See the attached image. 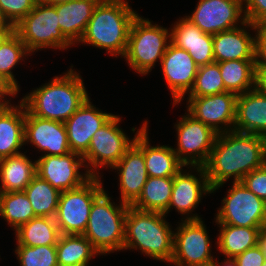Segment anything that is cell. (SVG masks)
Instances as JSON below:
<instances>
[{
	"instance_id": "6da1fadb",
	"label": "cell",
	"mask_w": 266,
	"mask_h": 266,
	"mask_svg": "<svg viewBox=\"0 0 266 266\" xmlns=\"http://www.w3.org/2000/svg\"><path fill=\"white\" fill-rule=\"evenodd\" d=\"M266 164V137L228 131L217 135L203 165L212 193L230 178L241 182L251 171Z\"/></svg>"
},
{
	"instance_id": "7a4b0ae2",
	"label": "cell",
	"mask_w": 266,
	"mask_h": 266,
	"mask_svg": "<svg viewBox=\"0 0 266 266\" xmlns=\"http://www.w3.org/2000/svg\"><path fill=\"white\" fill-rule=\"evenodd\" d=\"M72 68L25 95V109L40 118L67 121L89 97L81 75Z\"/></svg>"
},
{
	"instance_id": "3957f363",
	"label": "cell",
	"mask_w": 266,
	"mask_h": 266,
	"mask_svg": "<svg viewBox=\"0 0 266 266\" xmlns=\"http://www.w3.org/2000/svg\"><path fill=\"white\" fill-rule=\"evenodd\" d=\"M138 15L127 1L101 0L79 43L105 49L110 56H124L133 20Z\"/></svg>"
},
{
	"instance_id": "277c9868",
	"label": "cell",
	"mask_w": 266,
	"mask_h": 266,
	"mask_svg": "<svg viewBox=\"0 0 266 266\" xmlns=\"http://www.w3.org/2000/svg\"><path fill=\"white\" fill-rule=\"evenodd\" d=\"M165 217L162 212L143 211L129 206L123 249H140V252L154 260L170 263L173 257L174 231Z\"/></svg>"
},
{
	"instance_id": "5b68a950",
	"label": "cell",
	"mask_w": 266,
	"mask_h": 266,
	"mask_svg": "<svg viewBox=\"0 0 266 266\" xmlns=\"http://www.w3.org/2000/svg\"><path fill=\"white\" fill-rule=\"evenodd\" d=\"M115 205L104 190L93 202L84 236L99 254L123 250L125 219L129 205Z\"/></svg>"
},
{
	"instance_id": "8992f818",
	"label": "cell",
	"mask_w": 266,
	"mask_h": 266,
	"mask_svg": "<svg viewBox=\"0 0 266 266\" xmlns=\"http://www.w3.org/2000/svg\"><path fill=\"white\" fill-rule=\"evenodd\" d=\"M158 24L153 25L149 19L137 15L129 32L124 59L135 72L146 75L152 71L155 63H161L168 45L170 31Z\"/></svg>"
},
{
	"instance_id": "52a82bcc",
	"label": "cell",
	"mask_w": 266,
	"mask_h": 266,
	"mask_svg": "<svg viewBox=\"0 0 266 266\" xmlns=\"http://www.w3.org/2000/svg\"><path fill=\"white\" fill-rule=\"evenodd\" d=\"M58 22L55 5L36 3L13 31L30 53L45 48L64 50L73 44L64 36Z\"/></svg>"
},
{
	"instance_id": "ba28073f",
	"label": "cell",
	"mask_w": 266,
	"mask_h": 266,
	"mask_svg": "<svg viewBox=\"0 0 266 266\" xmlns=\"http://www.w3.org/2000/svg\"><path fill=\"white\" fill-rule=\"evenodd\" d=\"M120 120L119 115H114L98 129L92 136L88 150L82 155L87 168L85 170L92 176H99L100 173L97 170L101 167L113 168L134 144L136 135L148 125V121H145L130 140L120 128Z\"/></svg>"
},
{
	"instance_id": "9c48e42d",
	"label": "cell",
	"mask_w": 266,
	"mask_h": 266,
	"mask_svg": "<svg viewBox=\"0 0 266 266\" xmlns=\"http://www.w3.org/2000/svg\"><path fill=\"white\" fill-rule=\"evenodd\" d=\"M100 178L92 176L83 185L61 192L54 217L60 234H84L91 206L104 191Z\"/></svg>"
},
{
	"instance_id": "30bf717a",
	"label": "cell",
	"mask_w": 266,
	"mask_h": 266,
	"mask_svg": "<svg viewBox=\"0 0 266 266\" xmlns=\"http://www.w3.org/2000/svg\"><path fill=\"white\" fill-rule=\"evenodd\" d=\"M223 198L215 222L237 227H266V202L251 192L242 182H232Z\"/></svg>"
},
{
	"instance_id": "8fae6325",
	"label": "cell",
	"mask_w": 266,
	"mask_h": 266,
	"mask_svg": "<svg viewBox=\"0 0 266 266\" xmlns=\"http://www.w3.org/2000/svg\"><path fill=\"white\" fill-rule=\"evenodd\" d=\"M175 229L173 257L170 263L175 266H210L211 243L202 219L183 220Z\"/></svg>"
},
{
	"instance_id": "7c38bea8",
	"label": "cell",
	"mask_w": 266,
	"mask_h": 266,
	"mask_svg": "<svg viewBox=\"0 0 266 266\" xmlns=\"http://www.w3.org/2000/svg\"><path fill=\"white\" fill-rule=\"evenodd\" d=\"M178 121L174 125L178 137L177 147L173 150L185 166H203L209 158L218 133L189 113Z\"/></svg>"
},
{
	"instance_id": "4fadbf2b",
	"label": "cell",
	"mask_w": 266,
	"mask_h": 266,
	"mask_svg": "<svg viewBox=\"0 0 266 266\" xmlns=\"http://www.w3.org/2000/svg\"><path fill=\"white\" fill-rule=\"evenodd\" d=\"M185 18L211 35L246 22L243 0H199L193 13Z\"/></svg>"
},
{
	"instance_id": "5bb4252c",
	"label": "cell",
	"mask_w": 266,
	"mask_h": 266,
	"mask_svg": "<svg viewBox=\"0 0 266 266\" xmlns=\"http://www.w3.org/2000/svg\"><path fill=\"white\" fill-rule=\"evenodd\" d=\"M86 167L83 157L76 152L65 155L40 156L36 160V174L60 192L75 189L87 182L92 175L79 171Z\"/></svg>"
},
{
	"instance_id": "9a60e30c",
	"label": "cell",
	"mask_w": 266,
	"mask_h": 266,
	"mask_svg": "<svg viewBox=\"0 0 266 266\" xmlns=\"http://www.w3.org/2000/svg\"><path fill=\"white\" fill-rule=\"evenodd\" d=\"M237 95L224 92L204 97H187V112L216 133L234 130ZM224 125V127H223Z\"/></svg>"
},
{
	"instance_id": "2e32d148",
	"label": "cell",
	"mask_w": 266,
	"mask_h": 266,
	"mask_svg": "<svg viewBox=\"0 0 266 266\" xmlns=\"http://www.w3.org/2000/svg\"><path fill=\"white\" fill-rule=\"evenodd\" d=\"M189 167L190 170L191 168L195 169L199 178L191 174L189 170L188 172L183 171V168L173 177L172 195L168 209L164 214H168L173 207L178 213L188 215L185 220H198L201 219L198 214H192L191 216L190 213L197 208L204 194L212 193V188L203 166Z\"/></svg>"
},
{
	"instance_id": "e0dca14e",
	"label": "cell",
	"mask_w": 266,
	"mask_h": 266,
	"mask_svg": "<svg viewBox=\"0 0 266 266\" xmlns=\"http://www.w3.org/2000/svg\"><path fill=\"white\" fill-rule=\"evenodd\" d=\"M160 64L166 84L172 94L173 105L181 103L194 84L199 66L186 50L171 42Z\"/></svg>"
},
{
	"instance_id": "ac0fdd59",
	"label": "cell",
	"mask_w": 266,
	"mask_h": 266,
	"mask_svg": "<svg viewBox=\"0 0 266 266\" xmlns=\"http://www.w3.org/2000/svg\"><path fill=\"white\" fill-rule=\"evenodd\" d=\"M31 143L45 154L65 155L70 151L65 123L40 118L25 109L24 144Z\"/></svg>"
},
{
	"instance_id": "d6986e66",
	"label": "cell",
	"mask_w": 266,
	"mask_h": 266,
	"mask_svg": "<svg viewBox=\"0 0 266 266\" xmlns=\"http://www.w3.org/2000/svg\"><path fill=\"white\" fill-rule=\"evenodd\" d=\"M114 114L102 112L88 97L78 110L65 121V128L71 152L81 156L88 150L92 136L106 124Z\"/></svg>"
},
{
	"instance_id": "ffe728a7",
	"label": "cell",
	"mask_w": 266,
	"mask_h": 266,
	"mask_svg": "<svg viewBox=\"0 0 266 266\" xmlns=\"http://www.w3.org/2000/svg\"><path fill=\"white\" fill-rule=\"evenodd\" d=\"M113 169L119 171L120 202L131 206L140 196L149 177L143 151L134 143Z\"/></svg>"
},
{
	"instance_id": "44dd1931",
	"label": "cell",
	"mask_w": 266,
	"mask_h": 266,
	"mask_svg": "<svg viewBox=\"0 0 266 266\" xmlns=\"http://www.w3.org/2000/svg\"><path fill=\"white\" fill-rule=\"evenodd\" d=\"M170 42L186 50L200 67L215 62L213 35L204 33L185 17L172 26Z\"/></svg>"
},
{
	"instance_id": "7402d4cb",
	"label": "cell",
	"mask_w": 266,
	"mask_h": 266,
	"mask_svg": "<svg viewBox=\"0 0 266 266\" xmlns=\"http://www.w3.org/2000/svg\"><path fill=\"white\" fill-rule=\"evenodd\" d=\"M249 27L252 29L253 24L246 21L242 26L213 35L215 62L255 60V36L247 32Z\"/></svg>"
},
{
	"instance_id": "603a6c76",
	"label": "cell",
	"mask_w": 266,
	"mask_h": 266,
	"mask_svg": "<svg viewBox=\"0 0 266 266\" xmlns=\"http://www.w3.org/2000/svg\"><path fill=\"white\" fill-rule=\"evenodd\" d=\"M234 131L266 137V95L256 88L237 95Z\"/></svg>"
},
{
	"instance_id": "cb8c5ba5",
	"label": "cell",
	"mask_w": 266,
	"mask_h": 266,
	"mask_svg": "<svg viewBox=\"0 0 266 266\" xmlns=\"http://www.w3.org/2000/svg\"><path fill=\"white\" fill-rule=\"evenodd\" d=\"M25 106L0 102V159L21 154L24 144ZM20 150V151H19Z\"/></svg>"
},
{
	"instance_id": "d4e9b609",
	"label": "cell",
	"mask_w": 266,
	"mask_h": 266,
	"mask_svg": "<svg viewBox=\"0 0 266 266\" xmlns=\"http://www.w3.org/2000/svg\"><path fill=\"white\" fill-rule=\"evenodd\" d=\"M147 125L136 135L134 143L143 151L149 177H174L185 166L173 147L150 146Z\"/></svg>"
},
{
	"instance_id": "484cf974",
	"label": "cell",
	"mask_w": 266,
	"mask_h": 266,
	"mask_svg": "<svg viewBox=\"0 0 266 266\" xmlns=\"http://www.w3.org/2000/svg\"><path fill=\"white\" fill-rule=\"evenodd\" d=\"M100 1L72 0L55 4L60 29L73 45L81 40L94 9Z\"/></svg>"
},
{
	"instance_id": "4316f807",
	"label": "cell",
	"mask_w": 266,
	"mask_h": 266,
	"mask_svg": "<svg viewBox=\"0 0 266 266\" xmlns=\"http://www.w3.org/2000/svg\"><path fill=\"white\" fill-rule=\"evenodd\" d=\"M36 160L24 153L0 159V192L24 191L36 176Z\"/></svg>"
},
{
	"instance_id": "83f0119b",
	"label": "cell",
	"mask_w": 266,
	"mask_h": 266,
	"mask_svg": "<svg viewBox=\"0 0 266 266\" xmlns=\"http://www.w3.org/2000/svg\"><path fill=\"white\" fill-rule=\"evenodd\" d=\"M15 235L17 245L56 246L60 232L54 218L35 217L21 225Z\"/></svg>"
},
{
	"instance_id": "f1b7e54d",
	"label": "cell",
	"mask_w": 266,
	"mask_h": 266,
	"mask_svg": "<svg viewBox=\"0 0 266 266\" xmlns=\"http://www.w3.org/2000/svg\"><path fill=\"white\" fill-rule=\"evenodd\" d=\"M59 266H88L99 252L84 235L60 234L56 245Z\"/></svg>"
},
{
	"instance_id": "f546056e",
	"label": "cell",
	"mask_w": 266,
	"mask_h": 266,
	"mask_svg": "<svg viewBox=\"0 0 266 266\" xmlns=\"http://www.w3.org/2000/svg\"><path fill=\"white\" fill-rule=\"evenodd\" d=\"M225 92L236 95L255 88V60H230L218 62Z\"/></svg>"
},
{
	"instance_id": "4dcf8cb0",
	"label": "cell",
	"mask_w": 266,
	"mask_h": 266,
	"mask_svg": "<svg viewBox=\"0 0 266 266\" xmlns=\"http://www.w3.org/2000/svg\"><path fill=\"white\" fill-rule=\"evenodd\" d=\"M216 244L217 250L227 258H235L258 244L259 231L262 228L220 225Z\"/></svg>"
},
{
	"instance_id": "1f68e13d",
	"label": "cell",
	"mask_w": 266,
	"mask_h": 266,
	"mask_svg": "<svg viewBox=\"0 0 266 266\" xmlns=\"http://www.w3.org/2000/svg\"><path fill=\"white\" fill-rule=\"evenodd\" d=\"M173 177H148L138 199L131 205L143 211L164 213L169 206Z\"/></svg>"
},
{
	"instance_id": "d6a6232c",
	"label": "cell",
	"mask_w": 266,
	"mask_h": 266,
	"mask_svg": "<svg viewBox=\"0 0 266 266\" xmlns=\"http://www.w3.org/2000/svg\"><path fill=\"white\" fill-rule=\"evenodd\" d=\"M26 45L21 38L12 31L0 44V79L17 95L19 92L18 81L12 69L24 60V57L30 56ZM23 58V59H22Z\"/></svg>"
},
{
	"instance_id": "836d02e7",
	"label": "cell",
	"mask_w": 266,
	"mask_h": 266,
	"mask_svg": "<svg viewBox=\"0 0 266 266\" xmlns=\"http://www.w3.org/2000/svg\"><path fill=\"white\" fill-rule=\"evenodd\" d=\"M24 193L37 217H55L61 192L53 188L50 183L36 175Z\"/></svg>"
},
{
	"instance_id": "e575fe53",
	"label": "cell",
	"mask_w": 266,
	"mask_h": 266,
	"mask_svg": "<svg viewBox=\"0 0 266 266\" xmlns=\"http://www.w3.org/2000/svg\"><path fill=\"white\" fill-rule=\"evenodd\" d=\"M0 216L15 231L37 217L24 191L0 192Z\"/></svg>"
},
{
	"instance_id": "d590c367",
	"label": "cell",
	"mask_w": 266,
	"mask_h": 266,
	"mask_svg": "<svg viewBox=\"0 0 266 266\" xmlns=\"http://www.w3.org/2000/svg\"><path fill=\"white\" fill-rule=\"evenodd\" d=\"M224 92L225 85L218 62H213L198 68L194 84L187 94L188 97H204Z\"/></svg>"
},
{
	"instance_id": "8d00e7d4",
	"label": "cell",
	"mask_w": 266,
	"mask_h": 266,
	"mask_svg": "<svg viewBox=\"0 0 266 266\" xmlns=\"http://www.w3.org/2000/svg\"><path fill=\"white\" fill-rule=\"evenodd\" d=\"M15 254L20 266H59L56 246L17 245Z\"/></svg>"
},
{
	"instance_id": "74e56055",
	"label": "cell",
	"mask_w": 266,
	"mask_h": 266,
	"mask_svg": "<svg viewBox=\"0 0 266 266\" xmlns=\"http://www.w3.org/2000/svg\"><path fill=\"white\" fill-rule=\"evenodd\" d=\"M36 6V0H0V13L7 24L15 27Z\"/></svg>"
},
{
	"instance_id": "f35d334b",
	"label": "cell",
	"mask_w": 266,
	"mask_h": 266,
	"mask_svg": "<svg viewBox=\"0 0 266 266\" xmlns=\"http://www.w3.org/2000/svg\"><path fill=\"white\" fill-rule=\"evenodd\" d=\"M241 182L266 202V164L248 173Z\"/></svg>"
},
{
	"instance_id": "ab89813d",
	"label": "cell",
	"mask_w": 266,
	"mask_h": 266,
	"mask_svg": "<svg viewBox=\"0 0 266 266\" xmlns=\"http://www.w3.org/2000/svg\"><path fill=\"white\" fill-rule=\"evenodd\" d=\"M246 21L253 25L266 23V0H243Z\"/></svg>"
},
{
	"instance_id": "60d3db41",
	"label": "cell",
	"mask_w": 266,
	"mask_h": 266,
	"mask_svg": "<svg viewBox=\"0 0 266 266\" xmlns=\"http://www.w3.org/2000/svg\"><path fill=\"white\" fill-rule=\"evenodd\" d=\"M256 67H266V23L253 25Z\"/></svg>"
},
{
	"instance_id": "b9f144b4",
	"label": "cell",
	"mask_w": 266,
	"mask_h": 266,
	"mask_svg": "<svg viewBox=\"0 0 266 266\" xmlns=\"http://www.w3.org/2000/svg\"><path fill=\"white\" fill-rule=\"evenodd\" d=\"M238 266H262L266 258L258 244L234 258Z\"/></svg>"
},
{
	"instance_id": "7bdbcfd3",
	"label": "cell",
	"mask_w": 266,
	"mask_h": 266,
	"mask_svg": "<svg viewBox=\"0 0 266 266\" xmlns=\"http://www.w3.org/2000/svg\"><path fill=\"white\" fill-rule=\"evenodd\" d=\"M255 88L266 95V67H256Z\"/></svg>"
},
{
	"instance_id": "ee69618b",
	"label": "cell",
	"mask_w": 266,
	"mask_h": 266,
	"mask_svg": "<svg viewBox=\"0 0 266 266\" xmlns=\"http://www.w3.org/2000/svg\"><path fill=\"white\" fill-rule=\"evenodd\" d=\"M5 96L13 98L16 94L0 79V102L9 101Z\"/></svg>"
},
{
	"instance_id": "f6af8a7d",
	"label": "cell",
	"mask_w": 266,
	"mask_h": 266,
	"mask_svg": "<svg viewBox=\"0 0 266 266\" xmlns=\"http://www.w3.org/2000/svg\"><path fill=\"white\" fill-rule=\"evenodd\" d=\"M258 246L260 247L261 251L263 252L266 258V227L262 228L259 231Z\"/></svg>"
},
{
	"instance_id": "bcb514c9",
	"label": "cell",
	"mask_w": 266,
	"mask_h": 266,
	"mask_svg": "<svg viewBox=\"0 0 266 266\" xmlns=\"http://www.w3.org/2000/svg\"><path fill=\"white\" fill-rule=\"evenodd\" d=\"M210 266H238V264L234 258H226L223 262L221 261V263L214 259Z\"/></svg>"
},
{
	"instance_id": "7dc6e473",
	"label": "cell",
	"mask_w": 266,
	"mask_h": 266,
	"mask_svg": "<svg viewBox=\"0 0 266 266\" xmlns=\"http://www.w3.org/2000/svg\"><path fill=\"white\" fill-rule=\"evenodd\" d=\"M72 0H36V3L55 5L57 3L69 2Z\"/></svg>"
},
{
	"instance_id": "c3c4849f",
	"label": "cell",
	"mask_w": 266,
	"mask_h": 266,
	"mask_svg": "<svg viewBox=\"0 0 266 266\" xmlns=\"http://www.w3.org/2000/svg\"><path fill=\"white\" fill-rule=\"evenodd\" d=\"M13 31V28H0V44Z\"/></svg>"
},
{
	"instance_id": "681fc988",
	"label": "cell",
	"mask_w": 266,
	"mask_h": 266,
	"mask_svg": "<svg viewBox=\"0 0 266 266\" xmlns=\"http://www.w3.org/2000/svg\"><path fill=\"white\" fill-rule=\"evenodd\" d=\"M0 28H13L7 24V22L4 20L0 13Z\"/></svg>"
}]
</instances>
